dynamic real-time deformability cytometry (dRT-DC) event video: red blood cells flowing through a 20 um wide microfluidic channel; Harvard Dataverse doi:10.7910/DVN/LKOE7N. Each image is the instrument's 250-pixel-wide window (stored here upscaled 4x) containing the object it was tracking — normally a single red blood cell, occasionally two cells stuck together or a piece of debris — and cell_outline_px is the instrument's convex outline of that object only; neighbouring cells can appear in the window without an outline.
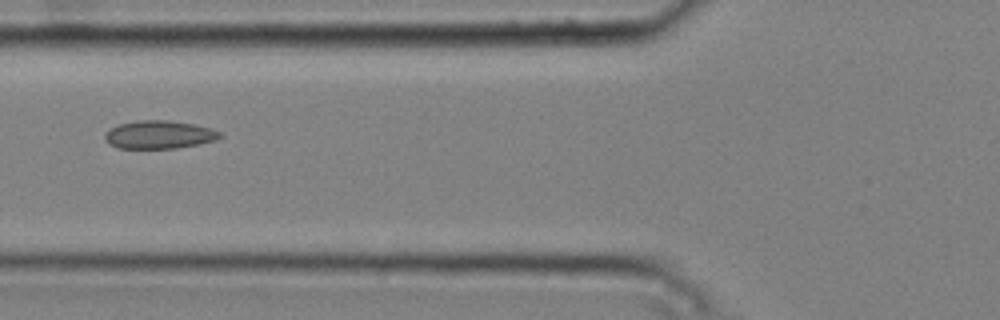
{"species": "common noctule bat (a hibernating species)", "species_latin": "Nyctalus noctula", "temperature_condition": "cold", "stored_images_in_passage": 7, "camera_frame_rate_fps": 3000, "um_per_image_px": 0.085, "animal": {"sex": "male", "body_mass_g": 20.4}, "frame": {"image": 1, "passage_image": 7, "time_ms": 2.0, "image_size_px": [1000, 320], "cell_outline_px": [[224, 136], [216, 140], [200, 144], [176, 148], [116, 148], [108, 144], [104, 140], [104, 136], [112, 128], [120, 124], [136, 120], [168, 120], [192, 124], [212, 128], [220, 132]], "centroid_in_image_um": [13.55, 11.45], "position_along_channel_um": 112.3, "area_um2": 18.9}}